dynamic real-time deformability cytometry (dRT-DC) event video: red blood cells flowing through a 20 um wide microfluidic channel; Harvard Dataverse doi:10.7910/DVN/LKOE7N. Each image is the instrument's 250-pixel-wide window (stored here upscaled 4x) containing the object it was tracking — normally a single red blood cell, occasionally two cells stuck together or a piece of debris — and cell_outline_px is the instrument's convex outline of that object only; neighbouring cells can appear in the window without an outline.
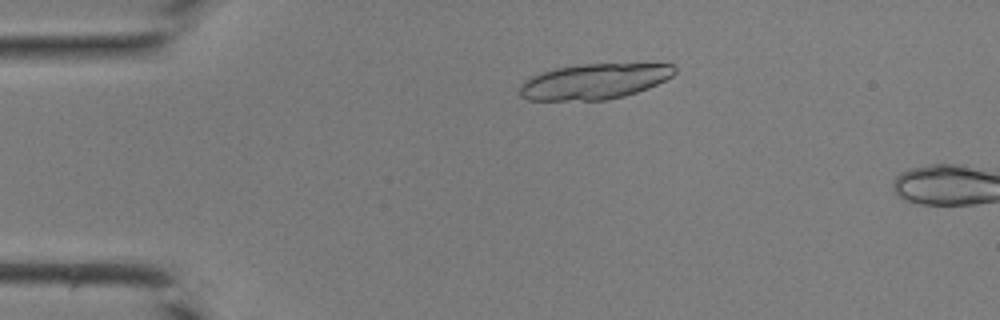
{"species": "common noctule bat (a hibernating species)", "species_latin": "Nyctalus noctula", "temperature_condition": "room temperature", "stored_images_in_passage": 7, "camera_frame_rate_fps": 3000, "um_per_image_px": 0.085, "animal": {"sex": "male", "body_mass_g": 19.0, "forearm_length_mm": 50.8}, "frame": {"image": 1, "passage_image": 5, "time_ms": 1.333, "image_size_px": [1000, 320], "cell_outline_px": [[676, 72], [672, 76], [648, 88], [624, 96], [608, 100], [528, 100], [520, 96], [520, 84], [528, 76], [540, 72], [556, 68], [580, 64], [672, 64], [676, 68]], "centroid_in_image_um": [50.46, 6.92], "position_along_channel_um": 34.5, "area_um2": 32.08}}